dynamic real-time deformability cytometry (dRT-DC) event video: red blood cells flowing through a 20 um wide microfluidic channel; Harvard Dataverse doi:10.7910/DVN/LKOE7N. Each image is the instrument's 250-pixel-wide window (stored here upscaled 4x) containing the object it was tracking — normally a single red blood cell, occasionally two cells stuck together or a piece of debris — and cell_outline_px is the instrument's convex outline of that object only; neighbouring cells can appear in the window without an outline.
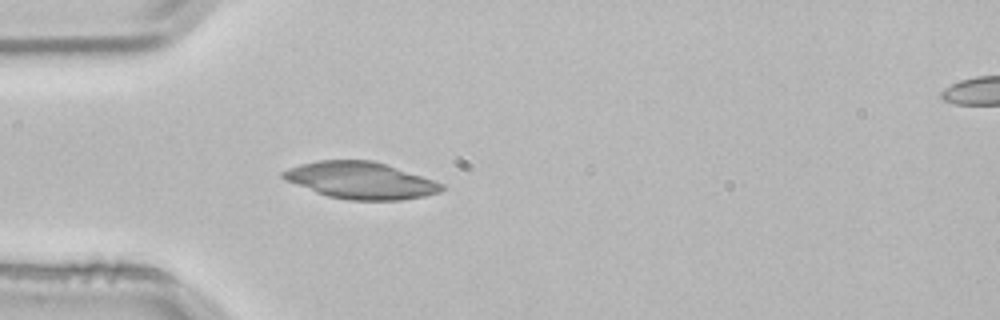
{"species": "common noctule bat (a hibernating species)", "species_latin": "Nyctalus noctula", "temperature_condition": "room temperature", "stored_images_in_passage": 3, "segment_of_instrument_passage": [1, 2], "camera_frame_rate_fps": 3000, "um_per_image_px": 0.085, "animal": {"sex": "male", "body_mass_g": 21.5, "forearm_length_mm": 52.0}, "frame": {"image": 1, "passage_image": 2, "time_ms": 0.333, "image_size_px": [1000, 320], "cell_outline_px": [[444, 188], [440, 192], [424, 196], [400, 200], [348, 200], [328, 196], [316, 192], [288, 180], [280, 176], [280, 172], [288, 168], [300, 164], [320, 160], [372, 160], [444, 184]], "centroid_in_image_um": [30.64, 15.34], "position_along_channel_um": 54.4, "area_um2": 33.52}}